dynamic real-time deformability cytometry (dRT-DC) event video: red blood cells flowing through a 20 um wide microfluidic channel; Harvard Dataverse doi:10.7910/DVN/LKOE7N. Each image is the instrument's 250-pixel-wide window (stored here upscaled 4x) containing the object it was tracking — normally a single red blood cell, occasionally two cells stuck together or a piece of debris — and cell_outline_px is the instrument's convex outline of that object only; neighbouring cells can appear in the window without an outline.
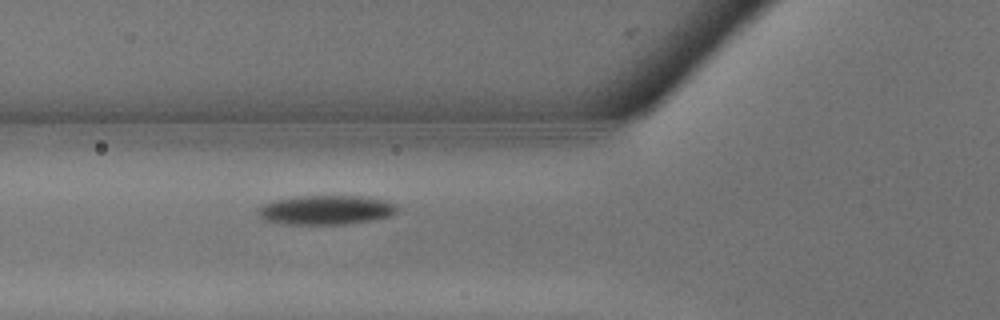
{"species": "common noctule bat (a hibernating species)", "species_latin": "Nyctalus noctula", "temperature_condition": "warm", "stored_images_in_passage": 3, "camera_frame_rate_fps": 3000, "um_per_image_px": 0.085, "animal": {"sex": "male", "body_mass_g": 13.3}, "frame": {"image": 1, "passage_image": 3, "time_ms": 0.667, "image_size_px": [1000, 320], "cell_outline_px": [[400, 208], [396, 212], [388, 216], [372, 220], [344, 224], [284, 224], [264, 220], [256, 212], [256, 208], [264, 204], [276, 200], [300, 196], [360, 196], [388, 200], [396, 204]], "centroid_in_image_um": [27.72, 17.84], "position_along_channel_um": 98.1, "area_um2": 23.81}}